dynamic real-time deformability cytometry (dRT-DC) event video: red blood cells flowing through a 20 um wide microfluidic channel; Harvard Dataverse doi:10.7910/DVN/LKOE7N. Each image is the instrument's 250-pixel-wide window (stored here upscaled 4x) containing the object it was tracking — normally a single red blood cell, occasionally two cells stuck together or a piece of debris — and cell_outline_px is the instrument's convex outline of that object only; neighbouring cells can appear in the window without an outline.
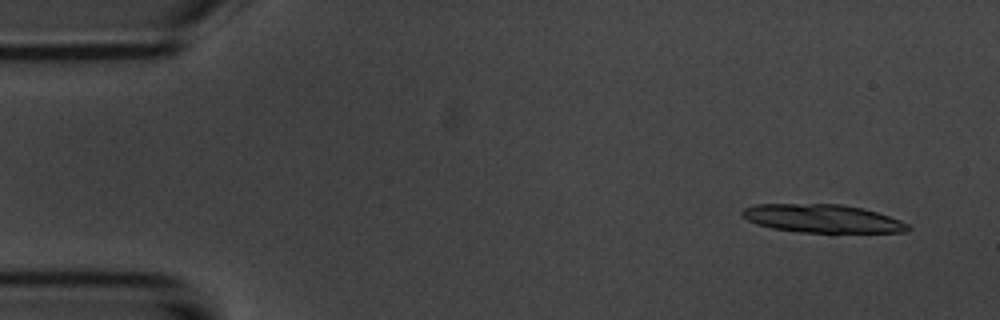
{"species": "common noctule bat (a hibernating species)", "species_latin": "Nyctalus noctula", "temperature_condition": "room temperature", "stored_images_in_passage": 40, "camera_frame_rate_fps": 3000, "um_per_image_px": 0.085, "animal": {"sex": "male", "body_mass_g": 20.1, "forearm_length_mm": 53.5}, "frame": {"image": 1, "passage_image": 4, "time_ms": 1.0, "image_size_px": [1000, 320], "cell_outline_px": [[912, 228], [908, 232], [800, 232], [772, 228], [756, 224], [748, 220], [740, 212], [744, 208], [752, 204], [840, 204], [860, 208], [876, 212], [900, 220], [908, 224]], "centroid_in_image_um": [69.88, 18.57], "position_along_channel_um": 15.1, "area_um2": 27.11}}
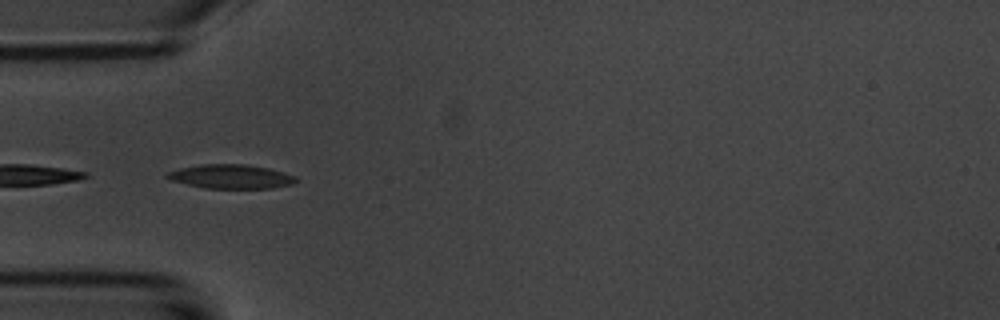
{"frame": {"image": 2, "passage_image": 17, "time_ms": 5.333, "image_size_px": [1000, 320], "cell_outline_px": [[300, 180], [292, 184], [272, 188], [204, 188], [168, 180], [164, 176], [168, 172], [180, 168], [200, 164], [248, 164], [268, 168], [284, 172], [296, 176]], "centroid_in_image_um": [19.63, 15.0], "position_along_channel_um": 65.4, "area_um2": 18.26}}
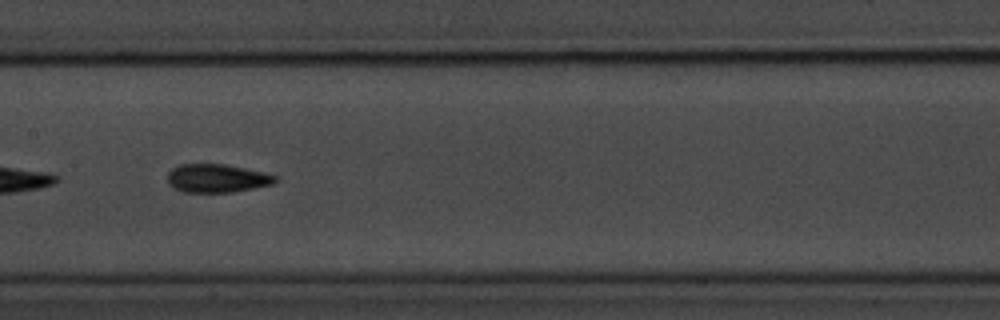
{"frame": {"image": 3, "passage_image": 27, "time_ms": 8.667, "image_size_px": [1000, 320], "cell_outline_px": [[280, 180], [272, 184], [232, 192], [184, 192], [172, 188], [168, 184], [168, 172], [172, 168], [180, 164], [224, 164], [264, 172], [276, 176]], "centroid_in_image_um": [18.42, 15.15], "position_along_channel_um": 189.0, "area_um2": 17.86}}